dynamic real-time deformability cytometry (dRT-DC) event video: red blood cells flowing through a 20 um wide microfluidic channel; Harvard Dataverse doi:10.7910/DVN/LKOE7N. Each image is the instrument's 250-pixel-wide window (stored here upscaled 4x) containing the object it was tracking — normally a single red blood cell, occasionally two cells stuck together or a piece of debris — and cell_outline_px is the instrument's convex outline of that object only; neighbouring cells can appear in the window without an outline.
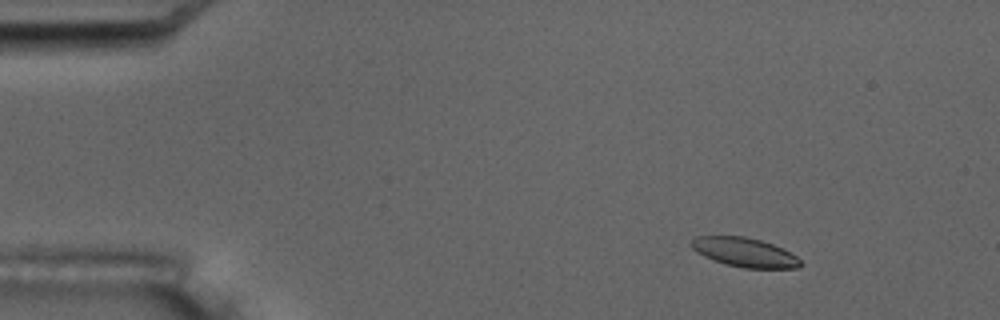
{"species": "common noctule bat (a hibernating species)", "species_latin": "Nyctalus noctula", "temperature_condition": "room temperature", "stored_images_in_passage": 7, "camera_frame_rate_fps": 3000, "um_per_image_px": 0.085, "animal": {"sex": "male", "body_mass_g": 17.5, "forearm_length_mm": 52.3}, "frame": {"image": 1, "passage_image": 3, "time_ms": 2.0, "image_size_px": [1000, 320], "cell_outline_px": [[804, 264], [800, 268], [744, 268], [724, 264], [704, 256], [696, 252], [688, 244], [696, 236], [744, 236], [760, 240], [772, 244], [796, 256]], "centroid_in_image_um": [63.27, 21.45], "position_along_channel_um": 21.7, "area_um2": 18.55}}